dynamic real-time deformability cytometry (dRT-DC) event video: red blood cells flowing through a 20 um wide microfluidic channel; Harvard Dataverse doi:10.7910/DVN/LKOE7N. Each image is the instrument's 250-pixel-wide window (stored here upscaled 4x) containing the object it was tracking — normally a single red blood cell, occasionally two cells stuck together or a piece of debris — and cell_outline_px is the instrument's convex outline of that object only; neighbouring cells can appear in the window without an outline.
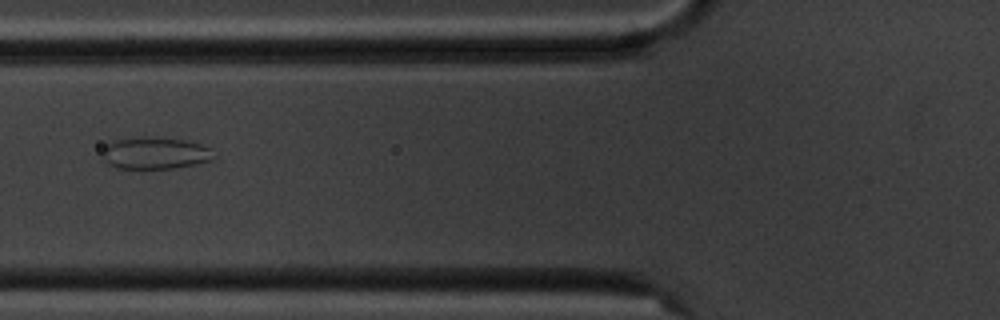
{"species": "common noctule bat (a hibernating species)", "species_latin": "Nyctalus noctula", "temperature_condition": "cold", "stored_images_in_passage": 9, "camera_frame_rate_fps": 3000, "um_per_image_px": 0.085, "animal": {"sex": "male", "body_mass_g": 20.1, "forearm_length_mm": 53.5}, "frame": {"image": 1, "passage_image": 6, "time_ms": 5.667, "image_size_px": [1000, 320], "cell_outline_px": [[216, 156], [212, 160], [196, 164], [172, 168], [116, 168], [100, 160], [104, 148], [112, 140], [140, 136], [156, 136], [188, 140], [200, 144], [208, 148]], "centroid_in_image_um": [13.14, 12.99], "position_along_channel_um": 112.7, "area_um2": 21.15}}